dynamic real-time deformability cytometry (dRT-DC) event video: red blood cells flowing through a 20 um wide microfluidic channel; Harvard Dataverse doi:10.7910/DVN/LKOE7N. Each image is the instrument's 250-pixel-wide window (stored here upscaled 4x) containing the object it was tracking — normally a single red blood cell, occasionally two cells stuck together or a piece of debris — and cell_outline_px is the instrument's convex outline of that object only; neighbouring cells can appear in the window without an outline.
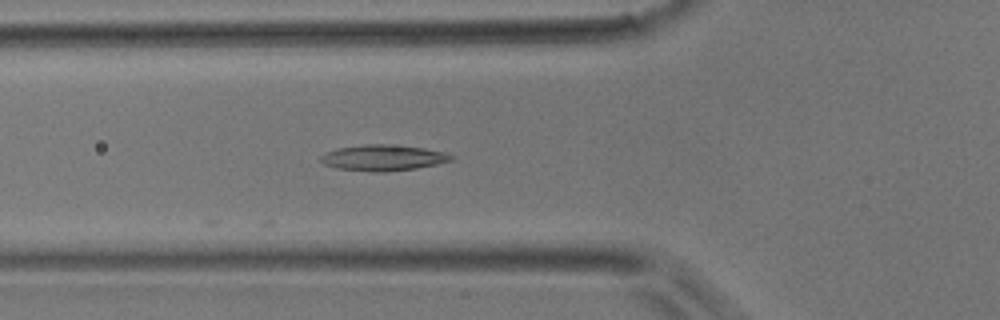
{"species": "common noctule bat (a hibernating species)", "species_latin": "Nyctalus noctula", "temperature_condition": "room temperature", "stored_images_in_passage": 3, "camera_frame_rate_fps": 3000, "um_per_image_px": 0.085, "animal": {"sex": "male", "body_mass_g": 17.9}, "frame": {"image": 1, "passage_image": 3, "time_ms": 0.667, "image_size_px": [1000, 320], "cell_outline_px": [[456, 156], [452, 160], [436, 164], [416, 168], [384, 172], [372, 172], [336, 168], [324, 164], [320, 160], [320, 156], [324, 152], [336, 148], [364, 144], [388, 144], [424, 148], [444, 152]], "centroid_in_image_um": [32.53, 13.4], "position_along_channel_um": 93.3, "area_um2": 19.83}}